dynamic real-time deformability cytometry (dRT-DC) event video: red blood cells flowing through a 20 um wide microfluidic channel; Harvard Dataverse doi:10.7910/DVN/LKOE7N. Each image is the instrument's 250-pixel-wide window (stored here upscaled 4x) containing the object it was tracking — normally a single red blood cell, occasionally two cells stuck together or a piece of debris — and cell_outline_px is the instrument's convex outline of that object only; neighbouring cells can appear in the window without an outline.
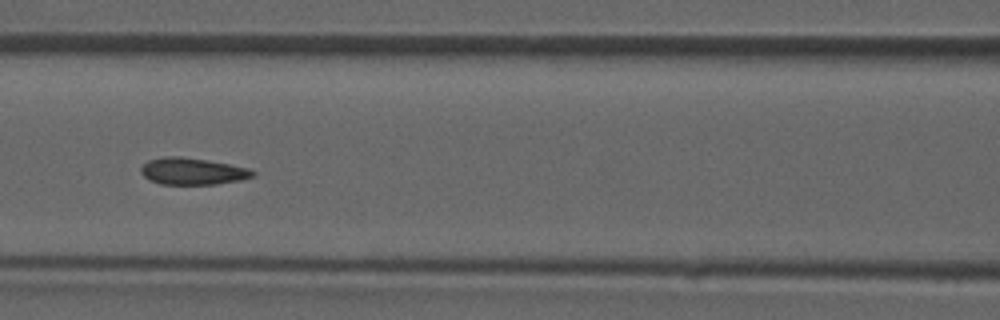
{"species": "common noctule bat (a hibernating species)", "species_latin": "Nyctalus noctula", "temperature_condition": "room temperature", "stored_images_in_passage": 49, "camera_frame_rate_fps": 3000, "um_per_image_px": 0.085, "animal": {"sex": "male", "forearm_length_mm": 52.5}, "frame": {"image": 1, "passage_image": 21, "time_ms": 6.667, "image_size_px": [1000, 320], "cell_outline_px": [[256, 172], [252, 176], [240, 180], [216, 184], [160, 184], [148, 180], [140, 172], [140, 168], [148, 160], [164, 156], [180, 156], [208, 160], [248, 168]], "centroid_in_image_um": [16.32, 14.55], "position_along_channel_um": 150.3, "area_um2": 17.46}}